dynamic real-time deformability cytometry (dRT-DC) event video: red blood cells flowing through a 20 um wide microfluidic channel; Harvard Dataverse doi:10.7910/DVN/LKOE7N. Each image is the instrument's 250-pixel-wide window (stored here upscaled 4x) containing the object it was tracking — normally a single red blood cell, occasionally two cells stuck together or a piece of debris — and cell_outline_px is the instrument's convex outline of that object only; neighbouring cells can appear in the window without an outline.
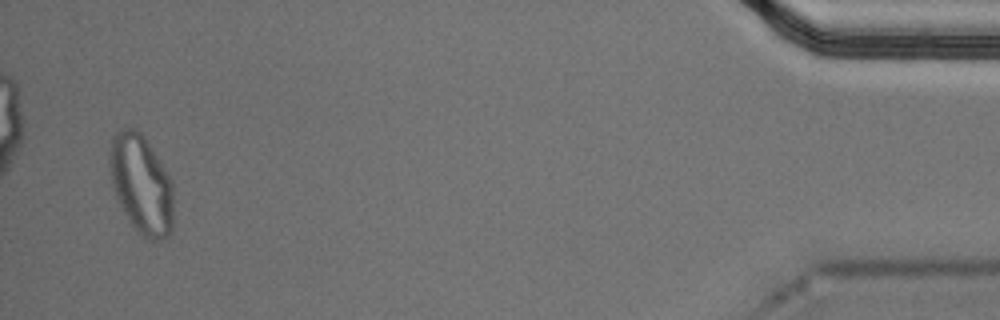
{"species": "Egyptian fruit bat (a non-hibernating species)", "species_latin": "Rousettus aegyptiacus", "temperature_condition": "cold", "stored_images_in_passage": 55, "segment_of_instrument_passage": [2, 2], "camera_frame_rate_fps": 3000, "um_per_image_px": 0.085, "animal": {"sex": "male"}, "frame": {"image": 1, "passage_image": 53, "time_ms": 17.333, "image_size_px": [1000, 320], "cell_outline_px": [[172, 232], [168, 236], [160, 240], [152, 240], [136, 232], [124, 212], [116, 196], [112, 184], [108, 156], [108, 152], [112, 136], [116, 132], [124, 128], [136, 128], [140, 132], [152, 148], [172, 180]], "centroid_in_image_um": [11.99, 15.65], "position_along_channel_um": 423.2, "area_um2": 36.88}}